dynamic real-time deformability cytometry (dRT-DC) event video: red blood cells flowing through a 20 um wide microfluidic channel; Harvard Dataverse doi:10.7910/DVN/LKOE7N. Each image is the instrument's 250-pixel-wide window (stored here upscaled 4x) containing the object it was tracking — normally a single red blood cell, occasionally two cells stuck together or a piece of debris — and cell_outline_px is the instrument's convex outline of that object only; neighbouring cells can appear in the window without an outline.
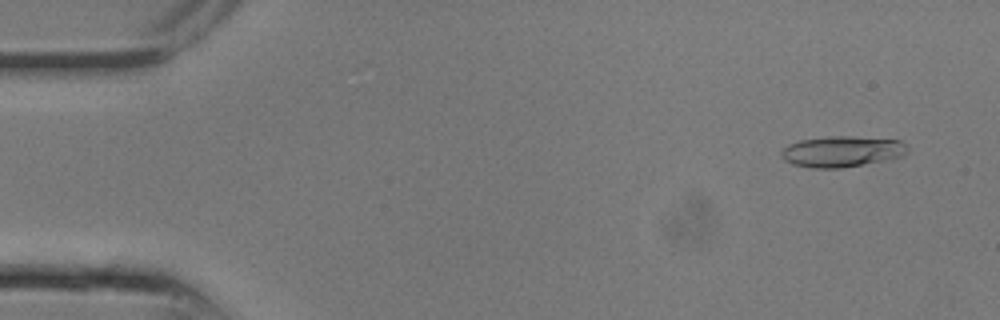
{"species": "common noctule bat (a hibernating species)", "species_latin": "Nyctalus noctula", "temperature_condition": "room temperature", "stored_images_in_passage": 9, "camera_frame_rate_fps": 3000, "um_per_image_px": 0.085, "animal": {"sex": "male", "body_mass_g": 13.3}, "frame": {"image": 1, "passage_image": 2, "time_ms": 0.333, "image_size_px": [1000, 320], "cell_outline_px": [[908, 152], [904, 156], [884, 160], [840, 168], [812, 168], [792, 164], [784, 160], [780, 156], [780, 152], [788, 144], [800, 140], [832, 136], [852, 136], [900, 140], [908, 148]], "centroid_in_image_um": [71.55, 12.87], "position_along_channel_um": 13.5, "area_um2": 22.72}}
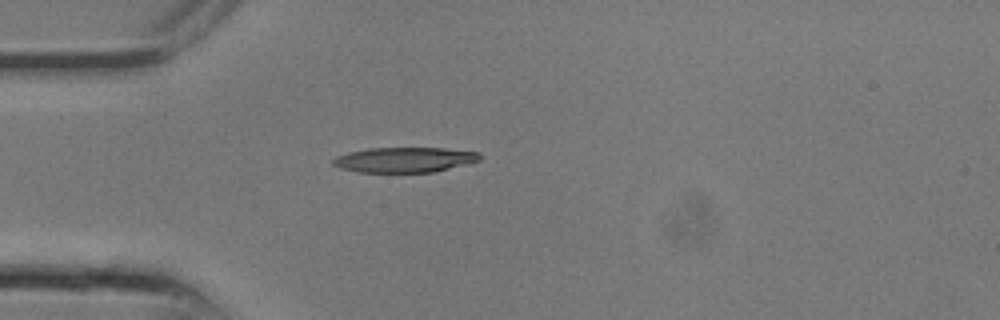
{"frame": {"image": 2, "passage_image": 7, "time_ms": 2.0, "image_size_px": [1000, 320], "cell_outline_px": [[480, 160], [432, 172], [356, 172], [340, 168], [332, 164], [332, 160], [336, 156], [348, 152], [368, 148], [444, 148], [480, 152]], "centroid_in_image_um": [34.33, 13.57], "position_along_channel_um": 50.7, "area_um2": 21.39}}
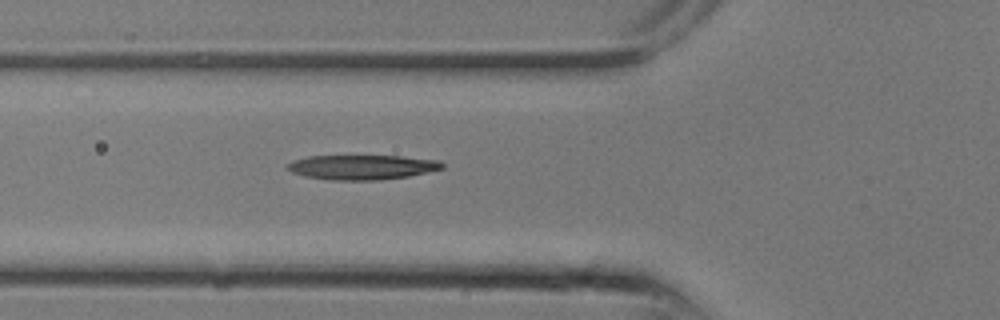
{"frame": {"image": 3, "passage_image": 9, "time_ms": 2.667, "image_size_px": [1000, 320], "cell_outline_px": [[444, 168], [408, 176], [380, 180], [332, 180], [304, 176], [292, 172], [288, 168], [288, 164], [292, 160], [308, 156], [400, 156], [440, 160], [444, 164]], "centroid_in_image_um": [30.79, 14.21], "position_along_channel_um": 95.0, "area_um2": 22.2}}